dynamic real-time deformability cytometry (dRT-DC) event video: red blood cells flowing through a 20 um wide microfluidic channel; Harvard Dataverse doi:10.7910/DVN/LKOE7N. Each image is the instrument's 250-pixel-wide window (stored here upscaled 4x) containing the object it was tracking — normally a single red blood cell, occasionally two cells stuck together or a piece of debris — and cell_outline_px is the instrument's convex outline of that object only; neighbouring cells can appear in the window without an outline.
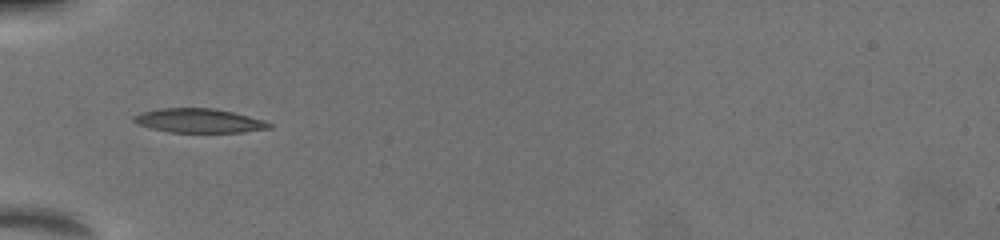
{"species": "common noctule bat (a hibernating species)", "species_latin": "Nyctalus noctula", "temperature_condition": "warm", "stored_images_in_passage": 39, "camera_frame_rate_fps": 3000, "um_per_image_px": 0.085, "animal": {"sex": "female", "body_mass_g": 19.5, "forearm_length_mm": 54.1}, "frame": {"image": 1, "passage_image": 1, "time_ms": 0.0, "image_size_px": [1000, 240], "cell_outline_px": [[272, 124], [268, 128], [240, 132], [168, 132], [136, 124], [132, 120], [132, 116], [140, 112], [160, 108], [212, 108], [232, 112], [264, 120]], "centroid_in_image_um": [16.83, 10.25], "position_along_channel_um": 68.2, "area_um2": 18.9}}
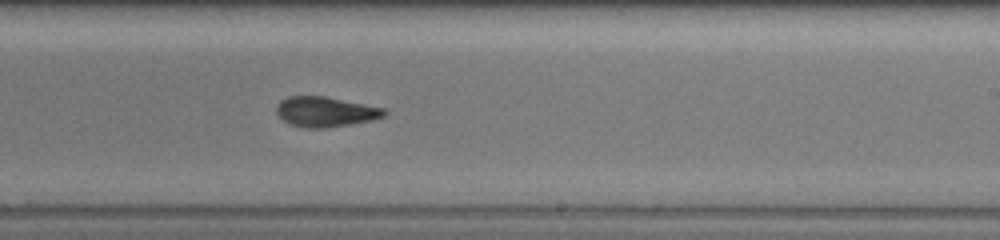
{"frame": {"image": 2, "passage_image": 19, "time_ms": 5.0, "image_size_px": [1000, 240], "cell_outline_px": [[388, 112], [384, 116], [372, 120], [324, 128], [304, 128], [288, 124], [276, 112], [276, 108], [280, 100], [288, 96], [324, 96], [384, 108]], "centroid_in_image_um": [27.64, 9.5], "position_along_channel_um": 261.4, "area_um2": 18.79}}
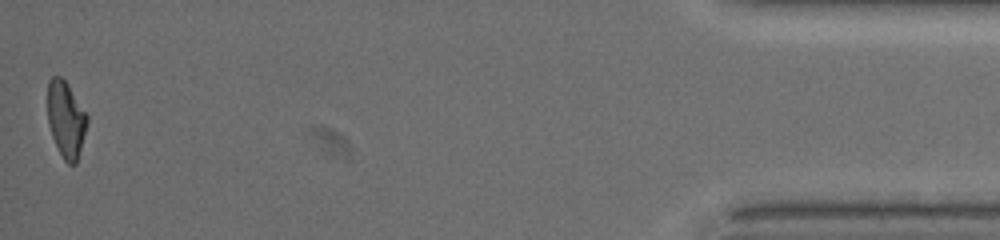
{"frame": {"image": 3, "passage_image": 39, "time_ms": 11.333, "image_size_px": [1000, 240], "cell_outline_px": [[88, 120], [76, 164], [68, 164], [64, 160], [52, 136], [48, 124], [48, 80], [52, 76], [60, 76], [64, 80], [88, 116]], "centroid_in_image_um": [5.59, 10.14], "position_along_channel_um": 429.6, "area_um2": 17.17}, "authors_computed_cell_mechanics": {"area_um2": 18.9006, "velocity_mm_per_s": 3.9427, "shape_relaxation_time_tau1_ms": 3.9656, "shape_relaxation_time_tau2_ms": 3.208, "deformation_change_tau1": 0.1825, "deformation_change_tau2": 0.1037}}